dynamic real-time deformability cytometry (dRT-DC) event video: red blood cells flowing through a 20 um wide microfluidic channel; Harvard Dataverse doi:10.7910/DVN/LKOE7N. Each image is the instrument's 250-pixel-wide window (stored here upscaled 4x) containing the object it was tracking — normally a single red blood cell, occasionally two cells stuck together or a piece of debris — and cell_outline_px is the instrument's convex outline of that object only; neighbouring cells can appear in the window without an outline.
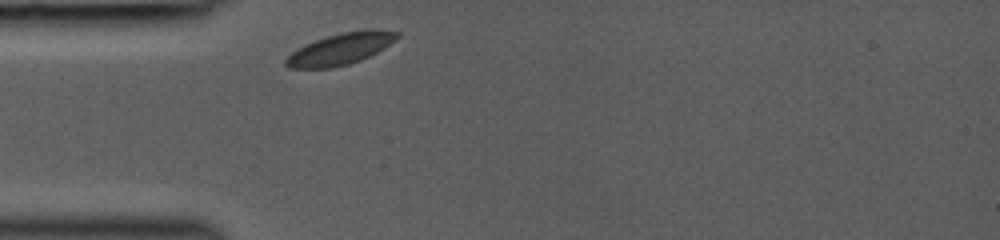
{"species": "common noctule bat (a hibernating species)", "species_latin": "Nyctalus noctula", "temperature_condition": "room temperature", "stored_images_in_passage": 43, "camera_frame_rate_fps": 3000, "um_per_image_px": 0.085, "animal": {"sex": "female", "body_mass_g": 19.0, "forearm_length_mm": 53.3}, "frame": {"image": 1, "passage_image": 1, "time_ms": 0.0, "image_size_px": [1000, 240], "cell_outline_px": [[400, 36], [396, 40], [384, 48], [360, 60], [348, 64], [332, 68], [288, 68], [284, 64], [284, 60], [292, 52], [304, 44], [328, 36], [344, 32], [364, 28], [372, 28], [400, 32]], "centroid_in_image_um": [28.96, 4.14], "position_along_channel_um": 56.0, "area_um2": 20.52}}
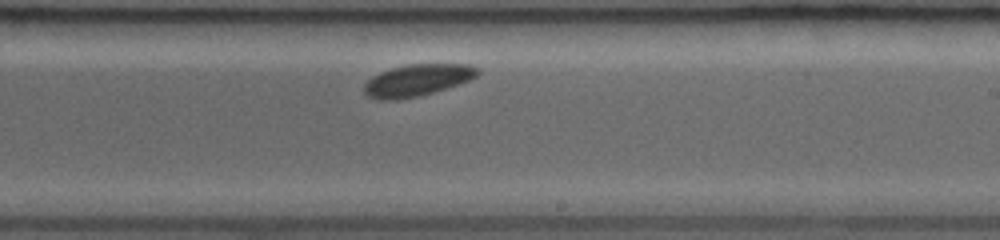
{"frame": {"image": 2, "passage_image": 22, "time_ms": 5.0, "image_size_px": [1000, 240], "cell_outline_px": [[480, 72], [476, 76], [468, 80], [420, 96], [396, 100], [376, 100], [368, 96], [364, 92], [364, 84], [372, 76], [380, 72], [392, 68], [408, 64], [468, 64], [480, 68]], "centroid_in_image_um": [35.43, 6.82], "position_along_channel_um": 253.6, "area_um2": 20.92}}
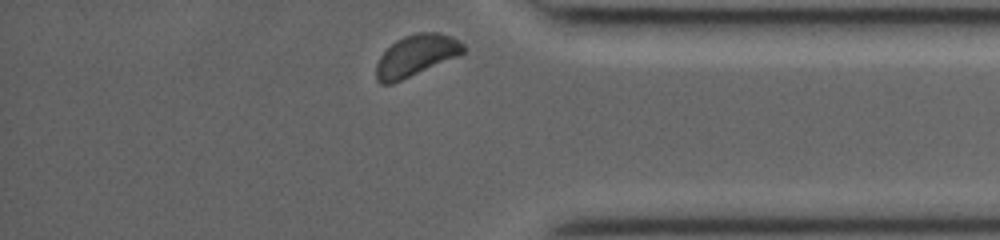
{"frame": {"image": 3, "passage_image": 42, "time_ms": 8.667, "image_size_px": [1000, 240], "cell_outline_px": [[464, 52], [460, 56], [392, 84], [380, 84], [376, 80], [376, 64], [380, 56], [396, 40], [404, 36], [416, 32], [440, 32], [452, 36], [460, 40], [464, 44]], "centroid_in_image_um": [35.39, 4.72], "position_along_channel_um": 399.8, "area_um2": 21.27}}